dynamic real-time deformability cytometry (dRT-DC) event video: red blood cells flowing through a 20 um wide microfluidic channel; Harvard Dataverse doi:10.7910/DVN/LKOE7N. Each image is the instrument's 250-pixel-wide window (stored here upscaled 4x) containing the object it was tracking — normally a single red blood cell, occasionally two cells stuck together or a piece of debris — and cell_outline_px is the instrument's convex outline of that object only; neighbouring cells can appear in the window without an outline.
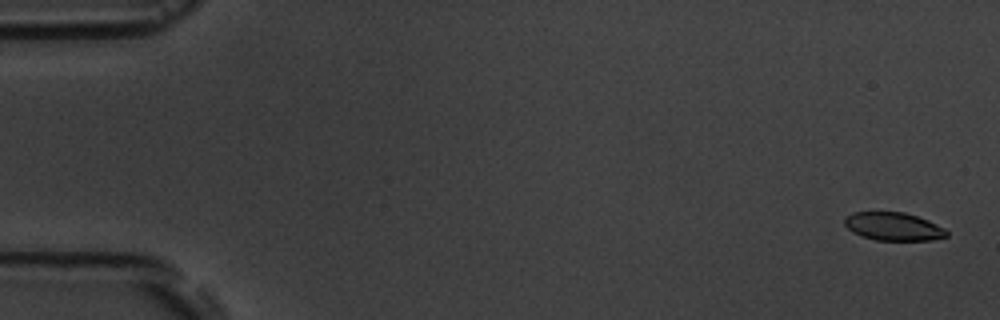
{"species": "common noctule bat (a hibernating species)", "species_latin": "Nyctalus noctula", "temperature_condition": "room temperature", "stored_images_in_passage": 15, "camera_frame_rate_fps": 3000, "um_per_image_px": 0.085, "animal": {"sex": "male", "body_mass_g": 19.5, "forearm_length_mm": 54.6}, "frame": {"image": 1, "passage_image": 1, "time_ms": 0.0, "image_size_px": [1000, 320], "cell_outline_px": [[948, 236], [932, 240], [876, 240], [852, 232], [844, 224], [844, 216], [852, 212], [904, 212], [928, 220], [944, 228], [948, 232]], "centroid_in_image_um": [75.93, 19.24], "position_along_channel_um": 9.1, "area_um2": 16.7}}
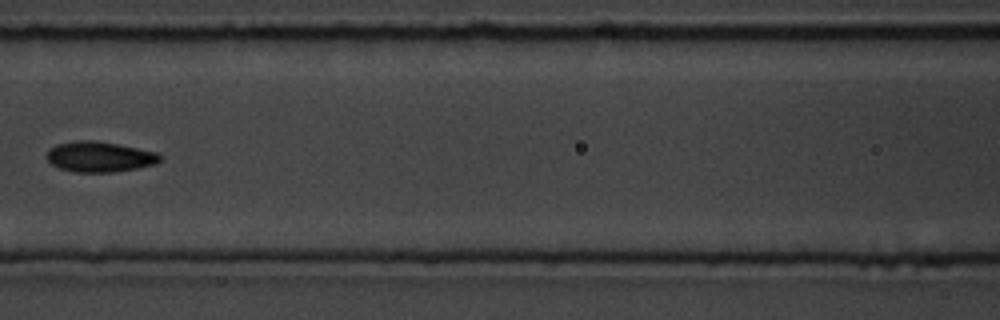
{"frame": {"image": 2, "passage_image": 7, "time_ms": 8.0, "image_size_px": [1000, 320], "cell_outline_px": [[160, 160], [152, 164], [136, 168], [116, 172], [76, 172], [60, 168], [52, 164], [44, 156], [48, 148], [56, 144], [76, 140], [96, 140], [156, 152], [160, 156]], "centroid_in_image_um": [8.37, 13.31], "position_along_channel_um": 158.2, "area_um2": 20.0}}
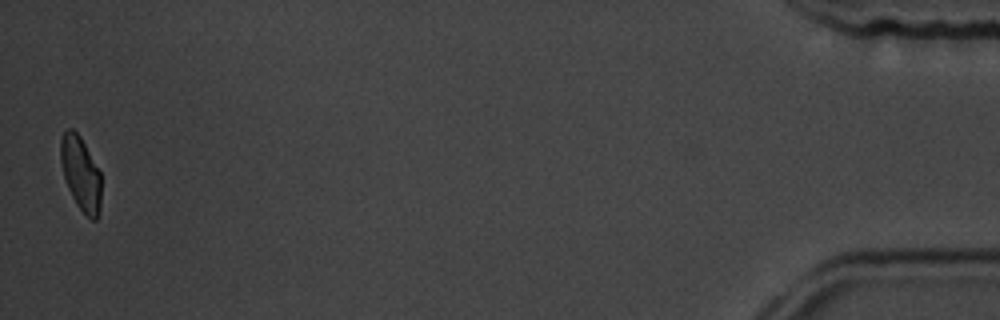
{"frame": {"image": 3, "passage_image": 15, "time_ms": 18.0, "image_size_px": [1000, 320], "cell_outline_px": [[100, 208], [96, 220], [92, 220], [76, 204], [68, 188], [64, 176], [60, 160], [60, 140], [64, 132], [68, 128], [72, 128], [80, 136], [100, 172]], "centroid_in_image_um": [6.85, 14.73], "position_along_channel_um": 428.4, "area_um2": 17.22}, "authors_computed_cell_mechanics": {"area_um2": 18.6694, "velocity_mm_per_s": 3.6342, "shape_relaxation_time_tau1_ms": 2.9965, "shape_relaxation_time_tau2_ms": null, "deformation_change_tau1": 0.0939, "deformation_change_tau2": null}}